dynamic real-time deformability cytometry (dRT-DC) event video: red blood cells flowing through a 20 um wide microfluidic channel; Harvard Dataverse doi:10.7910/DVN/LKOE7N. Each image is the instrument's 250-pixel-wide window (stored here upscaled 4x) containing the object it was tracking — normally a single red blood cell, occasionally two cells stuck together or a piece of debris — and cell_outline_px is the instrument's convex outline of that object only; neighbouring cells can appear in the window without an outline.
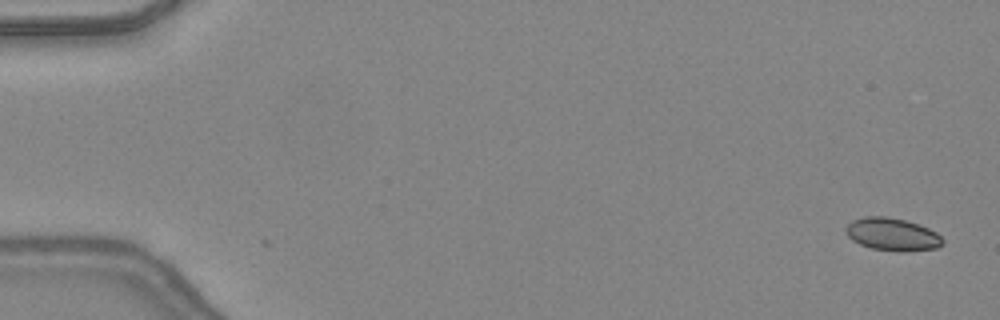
{"species": "common noctule bat (a hibernating species)", "species_latin": "Nyctalus noctula", "temperature_condition": "warm", "stored_images_in_passage": 2, "camera_frame_rate_fps": 3000, "um_per_image_px": 0.085, "animal": {"sex": "female", "body_mass_g": 24.6, "forearm_length_mm": 56.2}, "frame": {"image": 1, "passage_image": 2, "time_ms": 0.333, "image_size_px": [1000, 320], "cell_outline_px": [[944, 244], [936, 248], [872, 248], [860, 244], [852, 240], [848, 236], [844, 228], [852, 220], [864, 216], [884, 216], [904, 220], [928, 228], [936, 232], [944, 240]], "centroid_in_image_um": [75.78, 19.85], "position_along_channel_um": 9.2, "area_um2": 17.46}}